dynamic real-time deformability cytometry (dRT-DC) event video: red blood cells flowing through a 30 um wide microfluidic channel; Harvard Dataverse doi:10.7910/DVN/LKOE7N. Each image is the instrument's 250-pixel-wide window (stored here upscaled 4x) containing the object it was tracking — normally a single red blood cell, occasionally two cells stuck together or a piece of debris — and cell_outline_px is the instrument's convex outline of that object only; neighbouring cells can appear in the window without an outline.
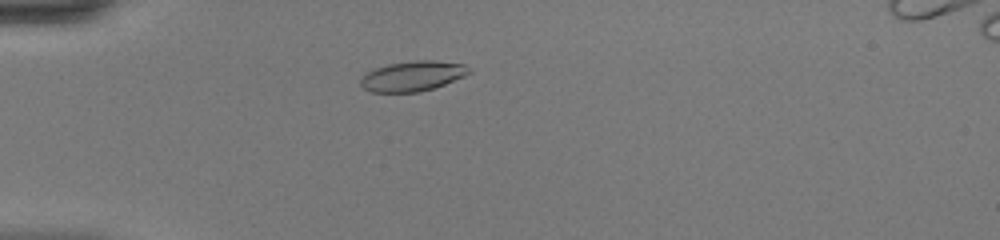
{"species": "common noctule bat (a hibernating species)", "species_latin": "Nyctalus noctula", "temperature_condition": "warm", "stored_images_in_passage": 36, "camera_frame_rate_fps": 3000, "um_per_image_px": 0.085, "animal": {"sex": "female", "body_mass_g": 20.0, "forearm_length_mm": 54.0}, "frame": {"image": 1, "passage_image": 3, "time_ms": 0.667, "image_size_px": [1000, 240], "cell_outline_px": [[472, 72], [464, 76], [444, 84], [420, 92], [372, 92], [364, 88], [360, 84], [360, 76], [376, 68], [388, 64], [416, 60], [432, 60], [464, 64], [472, 68]], "centroid_in_image_um": [35.08, 6.46], "position_along_channel_um": 49.9, "area_um2": 19.02}}
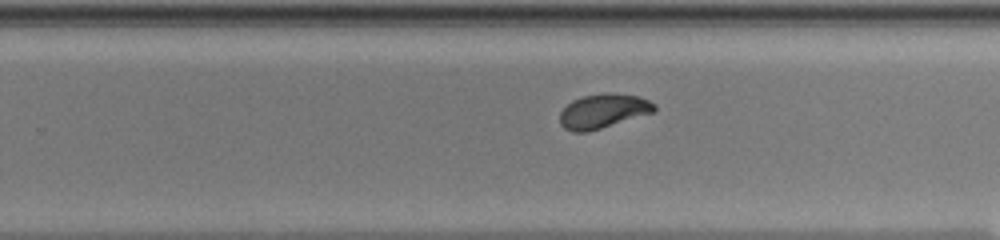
{"frame": {"image": 2, "passage_image": 20, "time_ms": 6.333, "image_size_px": [1000, 240], "cell_outline_px": [[656, 108], [652, 112], [588, 132], [572, 132], [564, 128], [560, 124], [560, 112], [572, 100], [584, 96], [636, 96], [648, 100], [656, 104]], "centroid_in_image_um": [51.2, 9.5], "position_along_channel_um": 278.6, "area_um2": 17.86}}
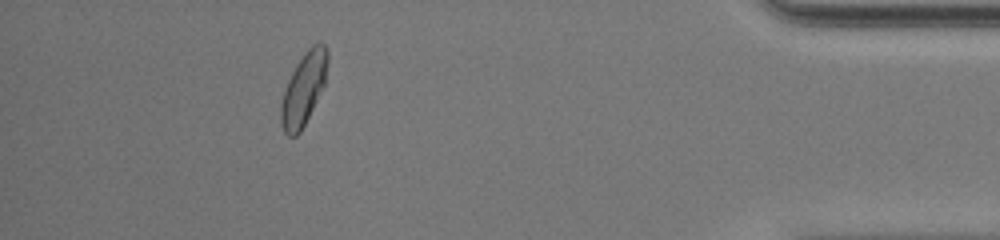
{"frame": {"image": 3, "passage_image": 32, "time_ms": 10.333, "image_size_px": [1000, 240], "cell_outline_px": [[328, 60], [324, 84], [300, 132], [296, 136], [288, 136], [284, 132], [280, 124], [280, 104], [284, 88], [296, 64], [304, 52], [312, 44], [324, 44], [328, 52]], "centroid_in_image_um": [25.77, 7.56], "position_along_channel_um": 409.4, "area_um2": 19.42}, "authors_computed_cell_mechanics": {"area_um2": 18.9584, "velocity_mm_per_s": 4.4225, "shape_relaxation_time_tau1_ms": 2.818, "shape_relaxation_time_tau2_ms": 0.6889, "deformation_change_tau1": 0.1292, "deformation_change_tau2": 0.043}}